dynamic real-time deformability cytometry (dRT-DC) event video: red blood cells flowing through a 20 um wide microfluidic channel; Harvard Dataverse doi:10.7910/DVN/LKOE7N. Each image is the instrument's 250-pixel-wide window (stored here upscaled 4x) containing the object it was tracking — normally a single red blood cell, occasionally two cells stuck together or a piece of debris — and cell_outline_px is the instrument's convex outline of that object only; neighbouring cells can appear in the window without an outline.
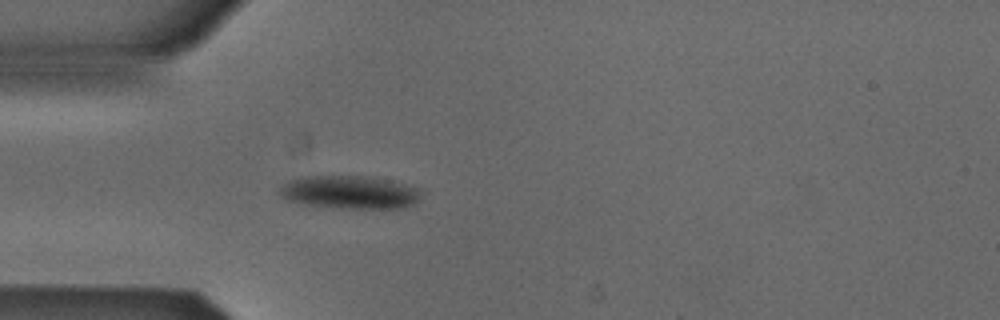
{"species": "Egyptian fruit bat (a non-hibernating species)", "species_latin": "Rousettus aegyptiacus", "temperature_condition": "cold", "stored_images_in_passage": 39, "camera_frame_rate_fps": 3000, "um_per_image_px": 0.085, "animal": {"sex": "male"}, "frame": {"image": 1, "passage_image": 1, "time_ms": 0.0, "image_size_px": [1000, 320], "cell_outline_px": [[420, 200], [416, 204], [404, 208], [332, 208], [304, 204], [288, 200], [280, 196], [276, 192], [284, 184], [292, 180], [304, 176], [360, 176], [392, 180], [416, 188], [420, 192]], "centroid_in_image_um": [29.72, 16.35], "position_along_channel_um": 55.3, "area_um2": 27.4}}
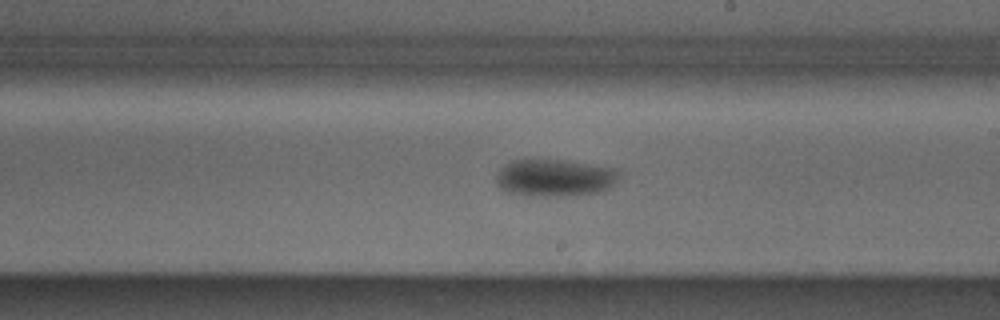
{"frame": {"image": 2, "passage_image": 16, "time_ms": 5.0, "image_size_px": [1000, 320], "cell_outline_px": [[616, 176], [612, 184], [604, 192], [568, 196], [528, 196], [508, 192], [500, 188], [496, 184], [496, 176], [500, 168], [504, 164], [512, 160], [560, 160], [608, 168], [616, 172]], "centroid_in_image_um": [47.03, 15.14], "position_along_channel_um": 242.0, "area_um2": 26.24}}
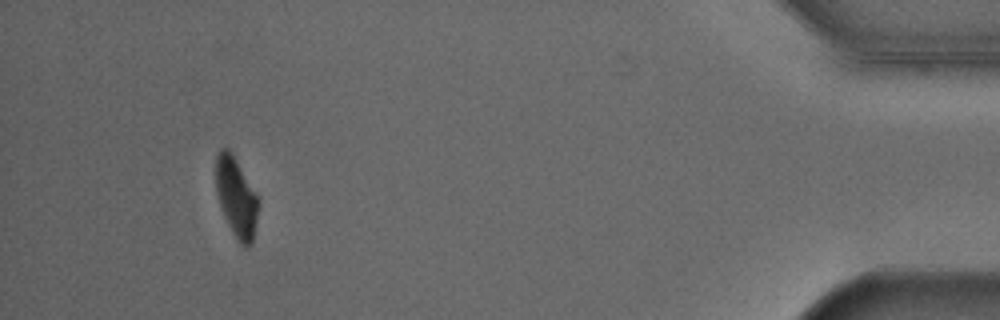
{"frame": {"image": 3, "passage_image": 35, "time_ms": 11.333, "image_size_px": [1000, 320], "cell_outline_px": [[260, 204], [252, 244], [248, 248], [244, 248], [236, 240], [224, 216], [220, 204], [216, 188], [216, 156], [224, 148], [228, 148], [232, 152], [256, 192], [260, 200]], "centroid_in_image_um": [20.12, 16.82], "position_along_channel_um": 415.1, "area_um2": 19.94}, "authors_computed_cell_mechanics": {"area_um2": 25.0852, "velocity_mm_per_s": 3.8515, "shape_relaxation_time_tau1_ms": 1.988, "shape_relaxation_time_tau2_ms": null, "deformation_change_tau1": 0.0769, "deformation_change_tau2": null}}